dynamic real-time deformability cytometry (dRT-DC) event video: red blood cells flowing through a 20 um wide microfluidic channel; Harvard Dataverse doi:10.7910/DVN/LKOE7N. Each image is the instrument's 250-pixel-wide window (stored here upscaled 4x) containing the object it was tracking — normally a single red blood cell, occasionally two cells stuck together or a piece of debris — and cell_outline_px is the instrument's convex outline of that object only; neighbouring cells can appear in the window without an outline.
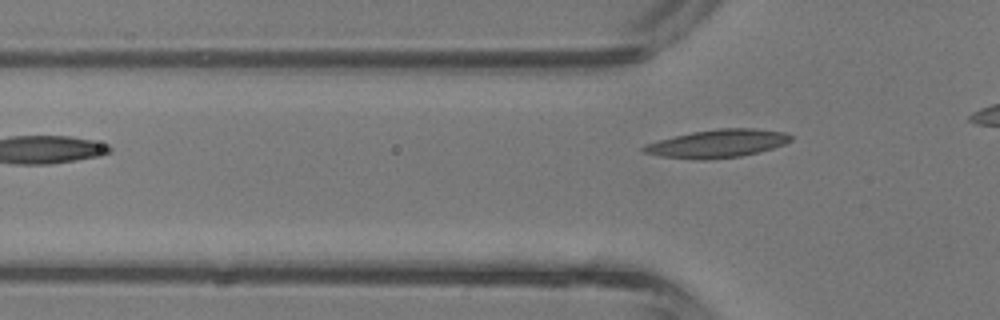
{"species": "common noctule bat (a hibernating species)", "species_latin": "Nyctalus noctula", "temperature_condition": "room temperature", "stored_images_in_passage": 6, "segment_of_instrument_passage": [2, 2], "camera_frame_rate_fps": 3000, "um_per_image_px": 0.085, "animal": {"sex": "male", "body_mass_g": 13.3}, "frame": {"image": 1, "passage_image": 6, "time_ms": 1.667, "image_size_px": [1000, 320], "cell_outline_px": [[792, 140], [784, 144], [772, 148], [740, 156], [704, 160], [700, 160], [660, 156], [644, 152], [640, 148], [644, 144], [692, 132], [720, 128], [752, 128], [784, 132], [792, 136]], "centroid_in_image_um": [60.97, 12.2], "position_along_channel_um": 64.8, "area_um2": 23.76}}